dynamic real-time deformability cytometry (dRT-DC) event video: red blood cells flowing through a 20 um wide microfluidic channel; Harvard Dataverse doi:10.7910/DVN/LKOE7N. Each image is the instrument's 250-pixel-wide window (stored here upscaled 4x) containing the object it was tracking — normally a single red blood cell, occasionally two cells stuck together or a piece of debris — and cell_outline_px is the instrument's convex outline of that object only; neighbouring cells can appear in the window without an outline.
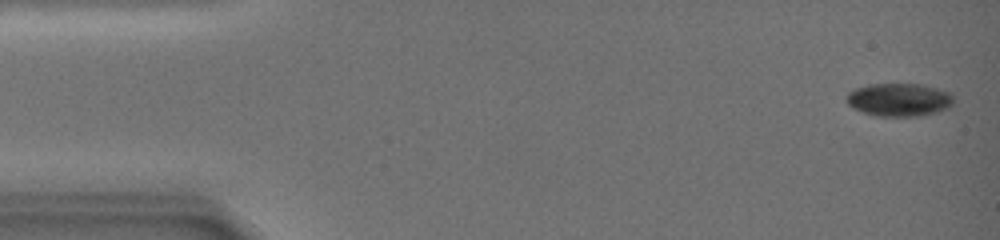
{"species": "common noctule bat (a hibernating species)", "species_latin": "Nyctalus noctula", "temperature_condition": "warm", "stored_images_in_passage": 56, "camera_frame_rate_fps": 3000, "um_per_image_px": 0.085, "animal": {"sex": "female", "body_mass_g": 19.0, "forearm_length_mm": 51.5}, "frame": {"image": 1, "passage_image": 2, "time_ms": 0.333, "image_size_px": [1000, 240], "cell_outline_px": [[952, 104], [948, 108], [936, 112], [920, 116], [876, 116], [852, 108], [844, 100], [848, 92], [856, 88], [868, 84], [924, 84], [952, 92]], "centroid_in_image_um": [76.41, 8.47], "position_along_channel_um": 8.6, "area_um2": 20.87}}
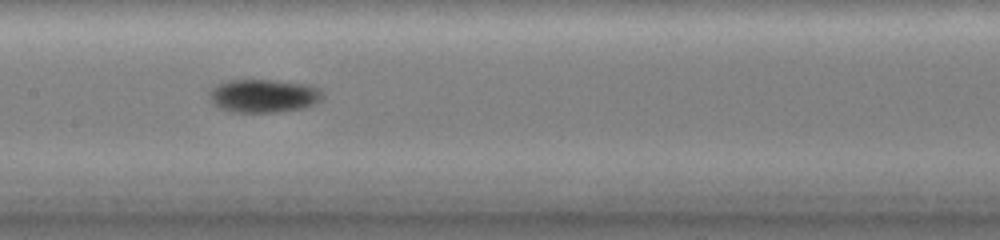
{"frame": {"image": 2, "passage_image": 28, "time_ms": 10.667, "image_size_px": [1000, 240], "cell_outline_px": [[324, 96], [316, 104], [304, 108], [280, 112], [232, 112], [220, 108], [212, 104], [208, 96], [208, 92], [216, 84], [228, 80], [276, 80], [308, 84], [320, 88], [324, 92]], "centroid_in_image_um": [22.42, 8.14], "position_along_channel_um": 185.0, "area_um2": 22.48}}
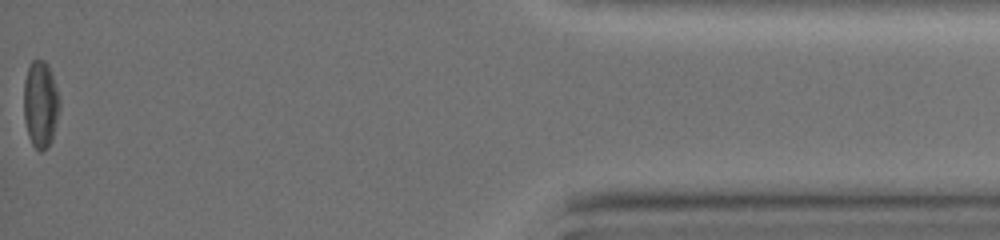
{"frame": {"image": 3, "passage_image": 56, "time_ms": 21.333, "image_size_px": [1000, 240], "cell_outline_px": [[60, 108], [52, 140], [40, 152], [32, 144], [28, 136], [24, 120], [24, 80], [28, 68], [32, 60], [44, 60], [48, 64], [60, 100]], "centroid_in_image_um": [3.44, 8.85], "position_along_channel_um": 431.8, "area_um2": 18.03}, "authors_computed_cell_mechanics": {"area_um2": 20.6924, "velocity_mm_per_s": 2.9966, "shape_relaxation_time_tau1_ms": 3.7171, "shape_relaxation_time_tau2_ms": null, "deformation_change_tau1": 0.0594, "deformation_change_tau2": null}}